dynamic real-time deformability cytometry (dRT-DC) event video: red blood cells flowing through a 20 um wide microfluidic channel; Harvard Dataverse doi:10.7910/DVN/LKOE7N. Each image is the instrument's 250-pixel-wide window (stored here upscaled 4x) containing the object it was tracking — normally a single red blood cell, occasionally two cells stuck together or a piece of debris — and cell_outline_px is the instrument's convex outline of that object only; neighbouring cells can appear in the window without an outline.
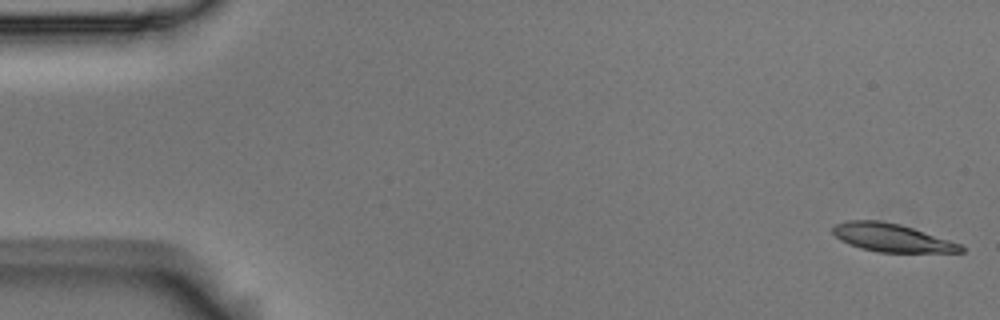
{"species": "Egyptian fruit bat (a non-hibernating species)", "species_latin": "Rousettus aegyptiacus", "temperature_condition": "room temperature", "stored_images_in_passage": 5, "camera_frame_rate_fps": 3000, "um_per_image_px": 0.085, "animal": {"sex": "male"}, "frame": {"image": 1, "passage_image": 1, "time_ms": 0.0, "image_size_px": [1000, 320], "cell_outline_px": [[964, 252], [876, 252], [860, 248], [848, 244], [840, 240], [832, 232], [832, 228], [836, 224], [848, 220], [880, 220], [900, 224], [960, 244], [964, 248]], "centroid_in_image_um": [75.74, 20.2], "position_along_channel_um": 9.3, "area_um2": 20.81}}
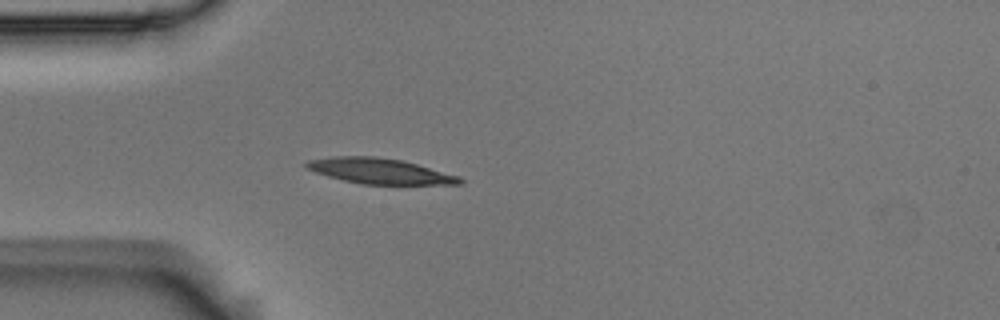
{"frame": {"image": 2, "passage_image": 5, "time_ms": 1.333, "image_size_px": [1000, 320], "cell_outline_px": [[464, 184], [360, 184], [328, 176], [304, 168], [304, 164], [308, 160], [332, 156], [376, 156], [400, 160], [416, 164], [460, 176], [464, 180]], "centroid_in_image_um": [32.26, 14.53], "position_along_channel_um": 52.7, "area_um2": 22.72}}